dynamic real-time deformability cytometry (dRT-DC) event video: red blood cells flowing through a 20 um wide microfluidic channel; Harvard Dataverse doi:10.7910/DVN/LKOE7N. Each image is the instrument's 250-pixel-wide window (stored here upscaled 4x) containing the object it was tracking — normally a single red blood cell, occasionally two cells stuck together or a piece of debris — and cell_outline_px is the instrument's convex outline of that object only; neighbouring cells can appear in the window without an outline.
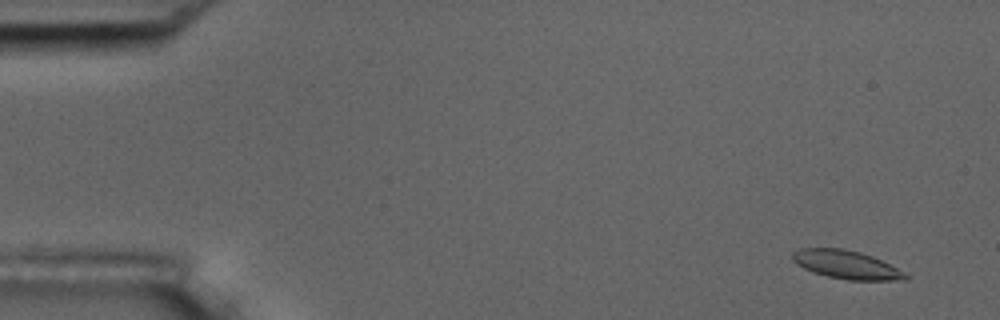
{"species": "common noctule bat (a hibernating species)", "species_latin": "Nyctalus noctula", "temperature_condition": "room temperature", "stored_images_in_passage": 5, "camera_frame_rate_fps": 3000, "um_per_image_px": 0.085, "animal": {"sex": "male", "body_mass_g": 17.5, "forearm_length_mm": 52.3}, "frame": {"image": 1, "passage_image": 1, "time_ms": 0.0, "image_size_px": [1000, 320], "cell_outline_px": [[912, 276], [908, 280], [848, 280], [828, 276], [812, 272], [796, 264], [792, 260], [792, 252], [800, 248], [844, 248], [860, 252], [872, 256]], "centroid_in_image_um": [71.94, 22.5], "position_along_channel_um": 13.1, "area_um2": 18.73}}
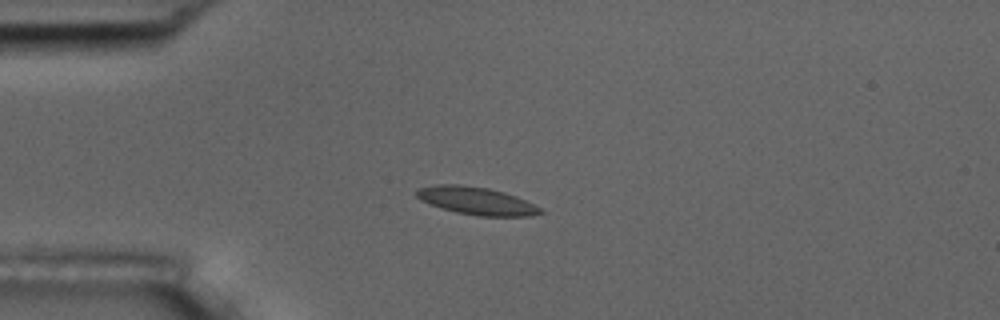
{"frame": {"image": 2, "passage_image": 4, "time_ms": 3.667, "image_size_px": [1000, 320], "cell_outline_px": [[544, 212], [532, 216], [476, 216], [456, 212], [420, 200], [412, 192], [416, 188], [436, 184], [460, 184], [488, 188], [504, 192], [516, 196], [540, 208]], "centroid_in_image_um": [40.44, 17.06], "position_along_channel_um": 44.6, "area_um2": 20.0}}